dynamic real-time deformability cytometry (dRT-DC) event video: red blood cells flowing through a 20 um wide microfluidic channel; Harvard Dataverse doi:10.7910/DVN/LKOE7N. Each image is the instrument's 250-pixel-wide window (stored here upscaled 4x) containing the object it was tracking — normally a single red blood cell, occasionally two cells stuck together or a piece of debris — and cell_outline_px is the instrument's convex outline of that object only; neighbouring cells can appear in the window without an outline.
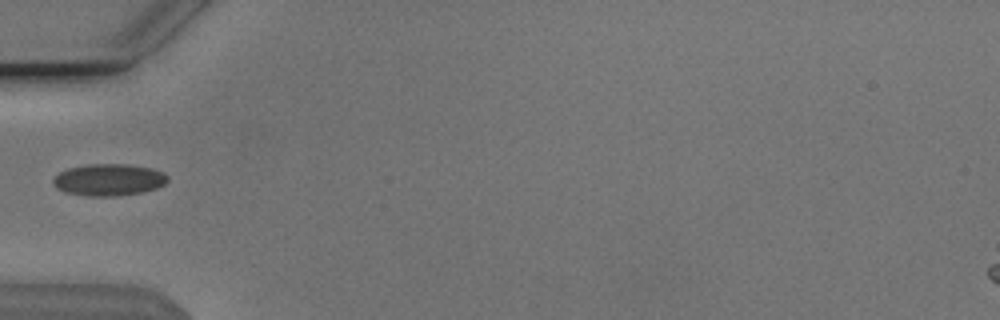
{"species": "Egyptian fruit bat (a non-hibernating species)", "species_latin": "Rousettus aegyptiacus", "temperature_condition": "cold", "stored_images_in_passage": 24, "camera_frame_rate_fps": 3000, "um_per_image_px": 0.085, "animal": {"sex": "male"}, "frame": {"image": 1, "passage_image": 1, "time_ms": 0.0, "image_size_px": [1000, 320], "cell_outline_px": [[168, 180], [164, 184], [156, 188], [144, 192], [116, 196], [88, 196], [68, 192], [56, 188], [52, 180], [60, 172], [68, 168], [88, 164], [128, 164], [152, 168], [164, 172], [168, 176]], "centroid_in_image_um": [9.28, 15.27], "position_along_channel_um": 75.7, "area_um2": 21.27}}